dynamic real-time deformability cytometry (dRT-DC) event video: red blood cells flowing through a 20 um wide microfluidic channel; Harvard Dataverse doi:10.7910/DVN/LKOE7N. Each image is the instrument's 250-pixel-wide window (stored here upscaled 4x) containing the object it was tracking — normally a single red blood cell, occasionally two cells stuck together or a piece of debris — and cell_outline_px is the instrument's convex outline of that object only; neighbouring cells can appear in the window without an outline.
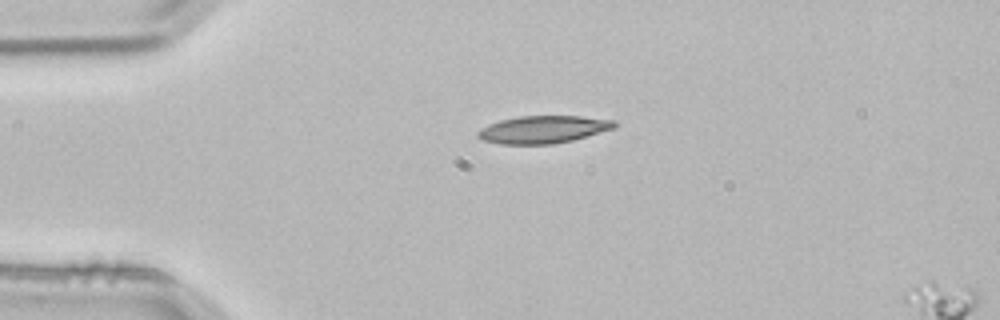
{"species": "common noctule bat (a hibernating species)", "species_latin": "Nyctalus noctula", "temperature_condition": "room temperature", "stored_images_in_passage": 2, "camera_frame_rate_fps": 3000, "um_per_image_px": 0.085, "animal": {"sex": "male", "body_mass_g": 21.5, "forearm_length_mm": 52.0}, "frame": {"image": 1, "passage_image": 1, "time_ms": 0.0, "image_size_px": [1000, 320], "cell_outline_px": [[616, 128], [572, 140], [552, 144], [500, 144], [484, 140], [476, 136], [476, 132], [480, 128], [488, 124], [500, 120], [520, 116], [580, 116], [616, 120]], "centroid_in_image_um": [46.16, 11.0], "position_along_channel_um": 38.8, "area_um2": 21.96}}